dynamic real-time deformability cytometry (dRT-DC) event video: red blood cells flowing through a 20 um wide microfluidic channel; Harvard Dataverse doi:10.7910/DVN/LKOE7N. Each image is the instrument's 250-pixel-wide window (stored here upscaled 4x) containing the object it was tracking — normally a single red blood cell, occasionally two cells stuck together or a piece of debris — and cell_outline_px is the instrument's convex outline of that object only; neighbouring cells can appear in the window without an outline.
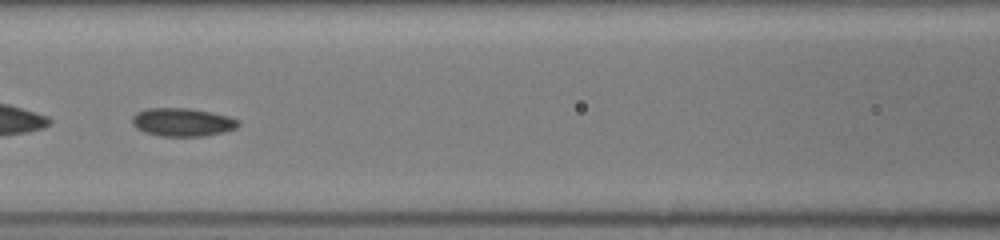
{"species": "common noctule bat (a hibernating species)", "species_latin": "Nyctalus noctula", "temperature_condition": "room temperature", "stored_images_in_passage": 46, "camera_frame_rate_fps": 3000, "um_per_image_px": 0.085, "animal": {"sex": "female", "body_mass_g": 19.5, "forearm_length_mm": 54.1}, "frame": {"image": 1, "passage_image": 22, "time_ms": 7.0, "image_size_px": [1000, 240], "cell_outline_px": [[240, 124], [236, 128], [224, 132], [204, 136], [160, 136], [144, 132], [136, 128], [132, 124], [132, 116], [136, 112], [148, 108], [188, 108], [212, 112], [228, 116], [240, 120]], "centroid_in_image_um": [15.51, 10.38], "position_along_channel_um": 151.1, "area_um2": 17.63}}
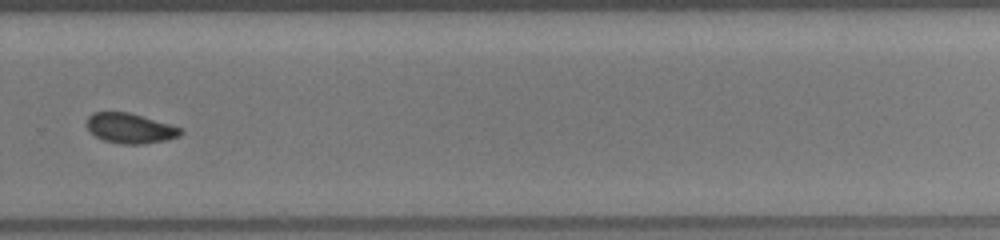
{"frame": {"image": 2, "passage_image": 33, "time_ms": 10.667, "image_size_px": [1000, 240], "cell_outline_px": [[184, 132], [180, 136], [168, 140], [140, 144], [120, 144], [104, 140], [96, 136], [84, 124], [88, 116], [92, 112], [132, 112], [184, 128]], "centroid_in_image_um": [11.1, 10.89], "position_along_channel_um": 318.7, "area_um2": 16.82}}
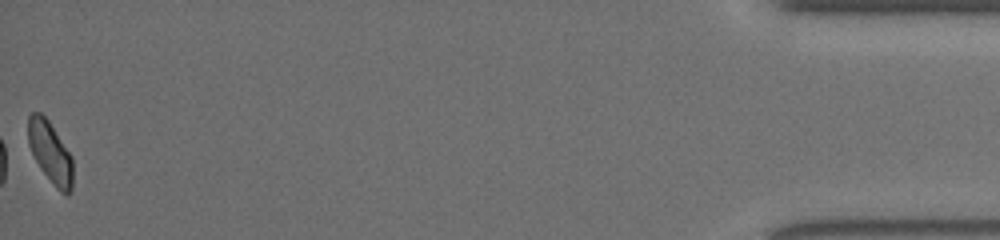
{"frame": {"image": 3, "passage_image": 46, "time_ms": 15.0, "image_size_px": [1000, 240], "cell_outline_px": [[72, 192], [68, 196], [60, 192], [56, 188], [40, 168], [28, 144], [28, 116], [32, 112], [40, 112], [48, 120], [72, 156]], "centroid_in_image_um": [4.28, 12.97], "position_along_channel_um": 430.9, "area_um2": 16.01}}